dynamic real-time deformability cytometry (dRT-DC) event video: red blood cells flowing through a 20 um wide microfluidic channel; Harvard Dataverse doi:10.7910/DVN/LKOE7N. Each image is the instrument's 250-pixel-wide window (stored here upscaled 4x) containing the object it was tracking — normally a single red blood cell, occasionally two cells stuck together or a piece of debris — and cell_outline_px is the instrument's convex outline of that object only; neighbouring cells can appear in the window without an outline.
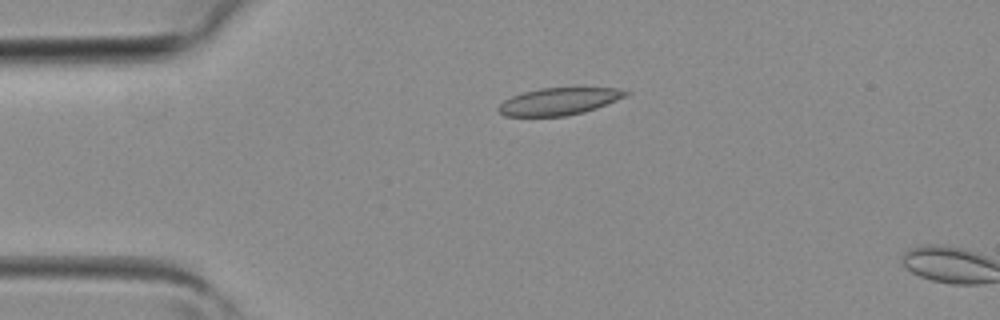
{"species": "common noctule bat (a hibernating species)", "species_latin": "Nyctalus noctula", "temperature_condition": "room temperature", "stored_images_in_passage": 2, "camera_frame_rate_fps": 3000, "um_per_image_px": 0.085, "animal": {"sex": "female", "body_mass_g": 19.3, "forearm_length_mm": 54.1}, "frame": {"image": 1, "passage_image": 1, "time_ms": 0.0, "image_size_px": [1000, 320], "cell_outline_px": [[632, 92], [628, 96], [596, 108], [584, 112], [564, 116], [504, 116], [496, 108], [504, 100], [512, 96], [524, 92], [540, 88], [616, 88]], "centroid_in_image_um": [47.53, 8.61], "position_along_channel_um": 37.5, "area_um2": 20.11}}